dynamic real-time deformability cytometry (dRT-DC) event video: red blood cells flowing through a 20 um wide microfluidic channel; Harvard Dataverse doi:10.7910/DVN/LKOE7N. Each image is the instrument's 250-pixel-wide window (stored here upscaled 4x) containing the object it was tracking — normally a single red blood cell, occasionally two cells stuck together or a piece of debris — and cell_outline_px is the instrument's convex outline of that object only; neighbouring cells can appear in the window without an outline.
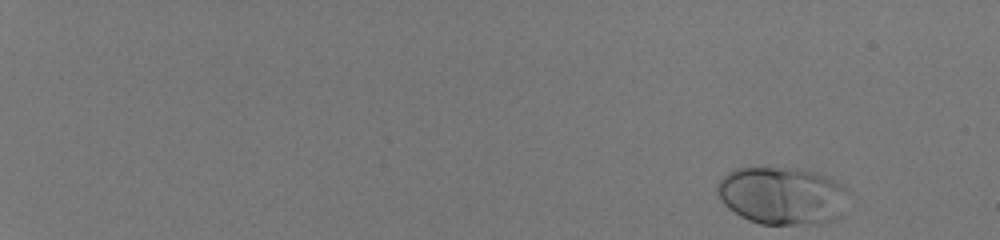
{"species": "human", "species_latin": "Homo sapiens", "temperature_condition": "room temperature", "stored_images_in_passage": 50, "camera_frame_rate_fps": 3000, "um_per_image_px": 0.085, "donor": {"sex": "male"}, "frame": {"image": 1, "passage_image": 1, "time_ms": 0.0, "image_size_px": [1000, 240], "cell_outline_px": [[848, 192], [840, 216], [832, 220], [820, 224], [760, 224], [748, 220], [740, 216], [728, 208], [720, 200], [716, 192], [716, 184], [728, 172], [736, 168], [800, 168], [832, 176], [848, 188]], "centroid_in_image_um": [66.5, 16.62], "position_along_channel_um": 18.5, "area_um2": 44.68}}
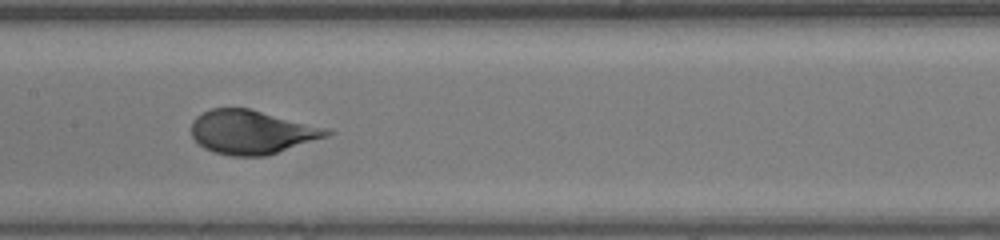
{"frame": {"image": 2, "passage_image": 29, "time_ms": 9.333, "image_size_px": [1000, 240], "cell_outline_px": [[336, 132], [328, 136], [264, 156], [232, 156], [212, 152], [204, 148], [192, 136], [192, 120], [196, 116], [212, 108], [248, 108], [328, 128]], "centroid_in_image_um": [21.39, 11.22], "position_along_channel_um": 186.0, "area_um2": 34.39}}
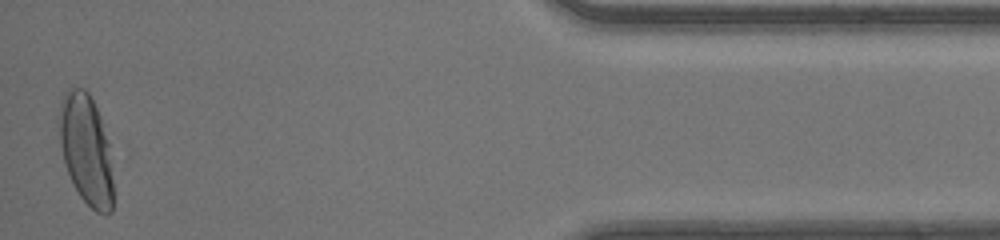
{"frame": {"image": 3, "passage_image": 50, "time_ms": 16.333, "image_size_px": [1000, 240], "cell_outline_px": [[112, 212], [104, 216], [96, 212], [80, 196], [72, 184], [64, 160], [60, 144], [56, 116], [60, 100], [64, 92], [68, 88], [84, 88], [88, 92], [100, 116], [108, 140], [112, 180]], "centroid_in_image_um": [7.28, 12.67], "position_along_channel_um": 427.9, "area_um2": 35.08}, "authors_computed_cell_mechanics": {"area_um2": 35.9516, "velocity_mm_per_s": 4.1479, "shape_relaxation_time_tau1_ms": 2.3919, "shape_relaxation_time_tau2_ms": null, "deformation_change_tau1": 0.165, "deformation_change_tau2": null}}